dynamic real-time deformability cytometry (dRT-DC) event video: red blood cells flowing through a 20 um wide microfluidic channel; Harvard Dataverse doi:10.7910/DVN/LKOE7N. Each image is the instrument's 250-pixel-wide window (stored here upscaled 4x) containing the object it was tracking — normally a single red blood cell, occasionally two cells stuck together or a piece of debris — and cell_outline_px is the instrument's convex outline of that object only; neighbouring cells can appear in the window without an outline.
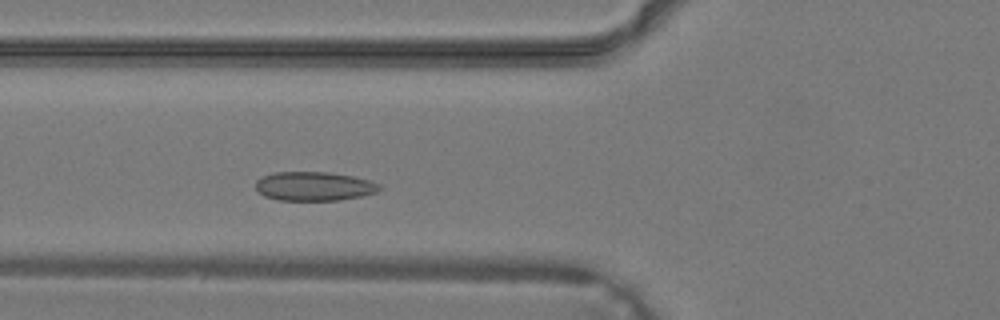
{"species": "common noctule bat (a hibernating species)", "species_latin": "Nyctalus noctula", "temperature_condition": "warm", "stored_images_in_passage": 25, "camera_frame_rate_fps": 3000, "um_per_image_px": 0.085, "animal": {"sex": "male", "body_mass_g": 19.2, "forearm_length_mm": 51.8}, "frame": {"image": 1, "passage_image": 5, "time_ms": 1.333, "image_size_px": [1000, 320], "cell_outline_px": [[384, 188], [376, 192], [360, 196], [340, 200], [276, 200], [264, 196], [256, 188], [256, 180], [260, 176], [272, 172], [328, 172], [352, 176], [368, 180], [380, 184]], "centroid_in_image_um": [26.68, 15.82], "position_along_channel_um": 99.1, "area_um2": 21.04}}
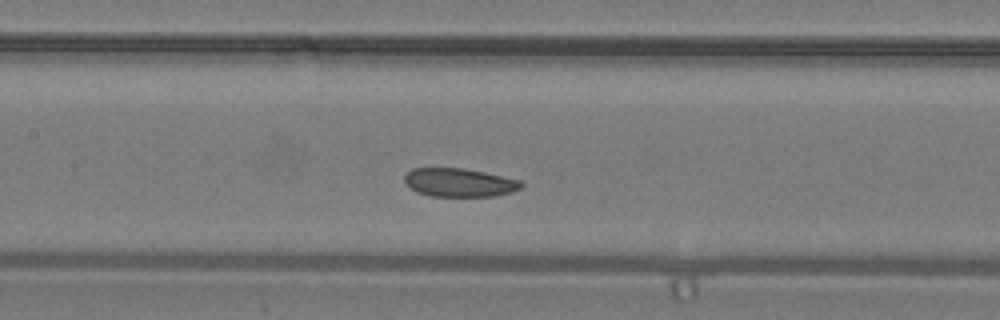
{"frame": {"image": 2, "passage_image": 9, "time_ms": 2.667, "image_size_px": [1000, 320], "cell_outline_px": [[524, 184], [520, 188], [512, 192], [496, 196], [428, 196], [416, 192], [404, 180], [404, 176], [412, 168], [464, 168], [484, 172], [520, 180]], "centroid_in_image_um": [39.05, 15.52], "position_along_channel_um": 168.3, "area_um2": 19.36}}
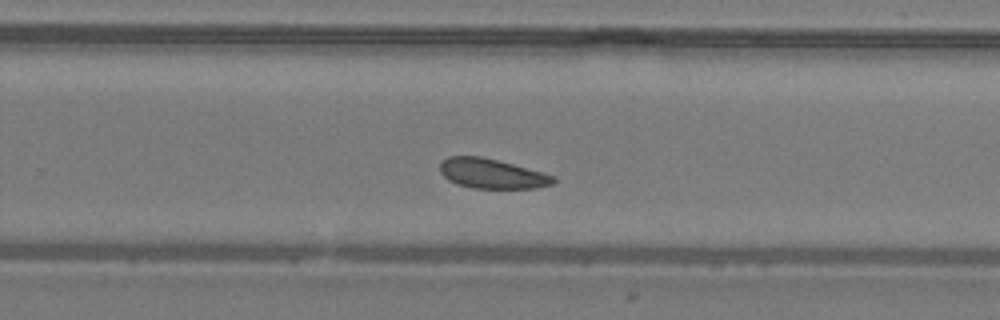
{"frame": {"image": 3, "passage_image": 16, "time_ms": 5.0, "image_size_px": [1000, 320], "cell_outline_px": [[556, 184], [536, 188], [472, 188], [456, 184], [448, 180], [440, 172], [440, 164], [448, 156], [480, 156], [512, 164], [556, 176]], "centroid_in_image_um": [41.82, 14.77], "position_along_channel_um": 288.0, "area_um2": 19.65}}